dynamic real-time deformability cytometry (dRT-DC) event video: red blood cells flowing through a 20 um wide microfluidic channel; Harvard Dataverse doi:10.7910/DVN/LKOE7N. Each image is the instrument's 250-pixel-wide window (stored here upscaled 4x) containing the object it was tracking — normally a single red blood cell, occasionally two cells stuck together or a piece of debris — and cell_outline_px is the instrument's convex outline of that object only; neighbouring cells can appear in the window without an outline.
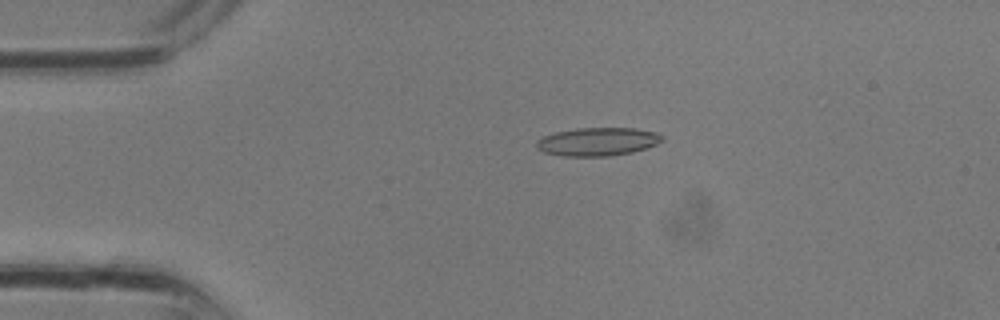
{"species": "common noctule bat (a hibernating species)", "species_latin": "Nyctalus noctula", "temperature_condition": "room temperature", "stored_images_in_passage": 4, "camera_frame_rate_fps": 3000, "um_per_image_px": 0.085, "animal": {"sex": "male", "body_mass_g": 13.3}, "frame": {"image": 1, "passage_image": 3, "time_ms": 0.667, "image_size_px": [1000, 320], "cell_outline_px": [[664, 140], [648, 148], [632, 152], [612, 156], [560, 156], [544, 152], [536, 148], [536, 140], [544, 136], [556, 132], [576, 128], [636, 128], [656, 132], [664, 136]], "centroid_in_image_um": [50.82, 12.04], "position_along_channel_um": 34.2, "area_um2": 20.92}}
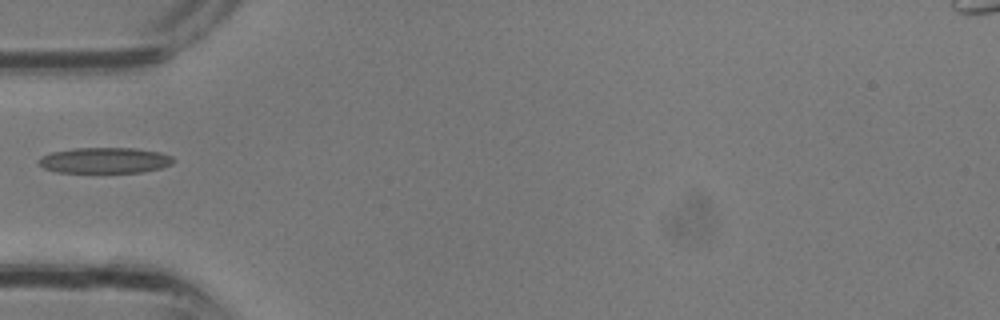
{"frame": {"image": 2, "passage_image": 4, "time_ms": 1.0, "image_size_px": [1000, 320], "cell_outline_px": [[176, 160], [172, 164], [160, 168], [144, 172], [56, 172], [44, 168], [36, 164], [36, 160], [40, 156], [52, 152], [72, 148], [136, 148], [160, 152], [172, 156]], "centroid_in_image_um": [8.88, 13.62], "position_along_channel_um": 76.1, "area_um2": 20.46}}